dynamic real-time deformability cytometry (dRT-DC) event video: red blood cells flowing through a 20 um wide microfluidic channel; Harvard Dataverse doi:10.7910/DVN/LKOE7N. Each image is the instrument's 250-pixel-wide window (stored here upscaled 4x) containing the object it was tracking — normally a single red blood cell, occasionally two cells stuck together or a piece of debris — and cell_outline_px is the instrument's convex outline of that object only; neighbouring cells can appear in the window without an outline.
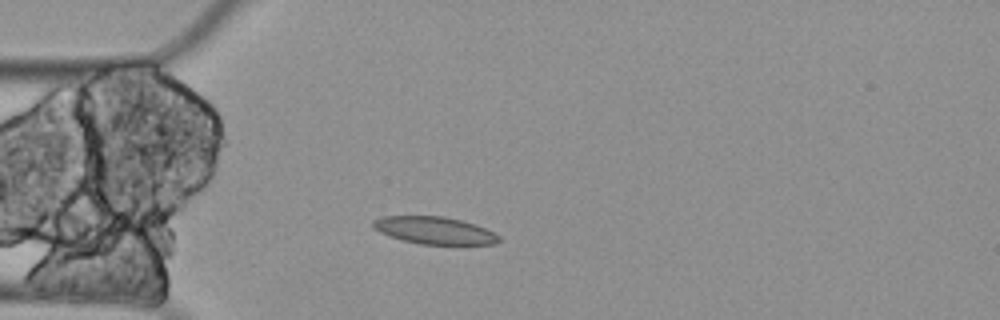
{"species": "Egyptian fruit bat (a non-hibernating species)", "species_latin": "Rousettus aegyptiacus", "temperature_condition": "cold", "stored_images_in_passage": 4, "segment_of_instrument_passage": [1, 2], "camera_frame_rate_fps": 3000, "um_per_image_px": 0.085, "animal": {"sex": "female"}, "frame": {"image": 1, "passage_image": 3, "time_ms": 0.667, "image_size_px": [1000, 320], "cell_outline_px": [[500, 240], [496, 244], [420, 244], [404, 240], [380, 232], [372, 228], [372, 220], [380, 216], [444, 216], [476, 224], [500, 236]], "centroid_in_image_um": [36.91, 19.57], "position_along_channel_um": 48.1, "area_um2": 19.94}}